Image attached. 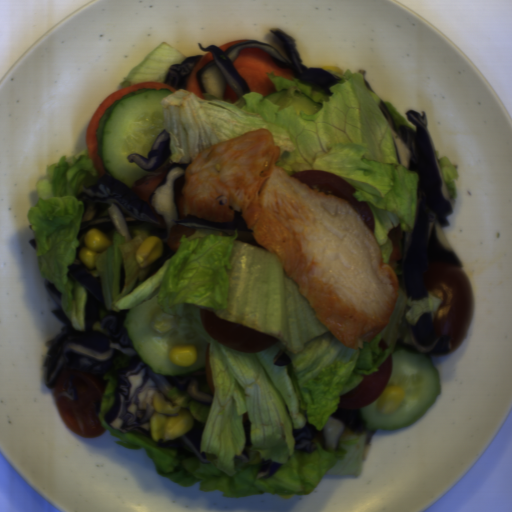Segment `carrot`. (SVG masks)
<instances>
[{
    "instance_id": "obj_1",
    "label": "carrot",
    "mask_w": 512,
    "mask_h": 512,
    "mask_svg": "<svg viewBox=\"0 0 512 512\" xmlns=\"http://www.w3.org/2000/svg\"><path fill=\"white\" fill-rule=\"evenodd\" d=\"M272 57L274 56L262 49L251 47L242 49L233 61V66L246 82L250 92L261 93L262 97L276 93L266 73L272 72L279 77L298 80L291 68L278 67Z\"/></svg>"
},
{
    "instance_id": "obj_2",
    "label": "carrot",
    "mask_w": 512,
    "mask_h": 512,
    "mask_svg": "<svg viewBox=\"0 0 512 512\" xmlns=\"http://www.w3.org/2000/svg\"><path fill=\"white\" fill-rule=\"evenodd\" d=\"M137 89H169L170 92H175L177 89L173 88L171 85H167L164 83L156 82V81H144L137 84L130 85L123 89H119L111 94H109L93 111L88 124L86 131V150L88 153V157L91 158L94 162L95 167L98 169V180L107 172L102 164L101 156L98 152V129H99V120L106 108L112 105L116 100H120L130 92H135Z\"/></svg>"
},
{
    "instance_id": "obj_3",
    "label": "carrot",
    "mask_w": 512,
    "mask_h": 512,
    "mask_svg": "<svg viewBox=\"0 0 512 512\" xmlns=\"http://www.w3.org/2000/svg\"><path fill=\"white\" fill-rule=\"evenodd\" d=\"M168 171L169 170L161 173L160 175H147L140 177L131 188V190H133L148 203L152 212L159 217L161 221V229L164 230H168L165 218L161 213H157V211L153 208L151 195L158 188V186L164 182Z\"/></svg>"
},
{
    "instance_id": "obj_4",
    "label": "carrot",
    "mask_w": 512,
    "mask_h": 512,
    "mask_svg": "<svg viewBox=\"0 0 512 512\" xmlns=\"http://www.w3.org/2000/svg\"><path fill=\"white\" fill-rule=\"evenodd\" d=\"M212 53L211 51L205 50L202 54L195 67L190 71L189 75H187L185 79V89L191 93H194L202 100H206L204 97V92L201 88L197 72L208 62L212 61Z\"/></svg>"
},
{
    "instance_id": "obj_5",
    "label": "carrot",
    "mask_w": 512,
    "mask_h": 512,
    "mask_svg": "<svg viewBox=\"0 0 512 512\" xmlns=\"http://www.w3.org/2000/svg\"><path fill=\"white\" fill-rule=\"evenodd\" d=\"M195 232V227L177 224L172 226V228L169 230L164 239H166L168 247L173 252H177L181 245V236L185 234L187 237H191L194 236Z\"/></svg>"
},
{
    "instance_id": "obj_6",
    "label": "carrot",
    "mask_w": 512,
    "mask_h": 512,
    "mask_svg": "<svg viewBox=\"0 0 512 512\" xmlns=\"http://www.w3.org/2000/svg\"><path fill=\"white\" fill-rule=\"evenodd\" d=\"M209 344L210 343L207 342L206 359H205V364H204L203 368H204L205 382L213 395L215 392V388H214L212 369H211V365H210V361H209Z\"/></svg>"
},
{
    "instance_id": "obj_7",
    "label": "carrot",
    "mask_w": 512,
    "mask_h": 512,
    "mask_svg": "<svg viewBox=\"0 0 512 512\" xmlns=\"http://www.w3.org/2000/svg\"><path fill=\"white\" fill-rule=\"evenodd\" d=\"M223 97L231 102L238 101L239 97L236 92L225 82Z\"/></svg>"
},
{
    "instance_id": "obj_8",
    "label": "carrot",
    "mask_w": 512,
    "mask_h": 512,
    "mask_svg": "<svg viewBox=\"0 0 512 512\" xmlns=\"http://www.w3.org/2000/svg\"><path fill=\"white\" fill-rule=\"evenodd\" d=\"M243 41H247L246 39H242V40H234V41H231V42H227L225 43L224 45L218 47L220 49H222L224 52L229 49L233 44H236V43H240V42H243Z\"/></svg>"
}]
</instances>
